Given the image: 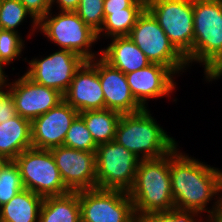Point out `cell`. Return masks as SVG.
<instances>
[{"mask_svg": "<svg viewBox=\"0 0 222 222\" xmlns=\"http://www.w3.org/2000/svg\"><path fill=\"white\" fill-rule=\"evenodd\" d=\"M85 61L73 51L58 49L40 59L32 58L25 74L32 81L56 89L64 95L76 71Z\"/></svg>", "mask_w": 222, "mask_h": 222, "instance_id": "cell-11", "label": "cell"}, {"mask_svg": "<svg viewBox=\"0 0 222 222\" xmlns=\"http://www.w3.org/2000/svg\"><path fill=\"white\" fill-rule=\"evenodd\" d=\"M137 219L144 214L174 208L170 179V153L140 160L135 181L128 191Z\"/></svg>", "mask_w": 222, "mask_h": 222, "instance_id": "cell-4", "label": "cell"}, {"mask_svg": "<svg viewBox=\"0 0 222 222\" xmlns=\"http://www.w3.org/2000/svg\"><path fill=\"white\" fill-rule=\"evenodd\" d=\"M38 222H81L78 191L44 197Z\"/></svg>", "mask_w": 222, "mask_h": 222, "instance_id": "cell-21", "label": "cell"}, {"mask_svg": "<svg viewBox=\"0 0 222 222\" xmlns=\"http://www.w3.org/2000/svg\"><path fill=\"white\" fill-rule=\"evenodd\" d=\"M97 73L104 93L105 109L121 114L136 113L144 109L134 98L126 75L97 57Z\"/></svg>", "mask_w": 222, "mask_h": 222, "instance_id": "cell-17", "label": "cell"}, {"mask_svg": "<svg viewBox=\"0 0 222 222\" xmlns=\"http://www.w3.org/2000/svg\"><path fill=\"white\" fill-rule=\"evenodd\" d=\"M129 37L151 63L168 67L180 76L189 68L185 57L174 47L154 16L145 9L138 17Z\"/></svg>", "mask_w": 222, "mask_h": 222, "instance_id": "cell-6", "label": "cell"}, {"mask_svg": "<svg viewBox=\"0 0 222 222\" xmlns=\"http://www.w3.org/2000/svg\"><path fill=\"white\" fill-rule=\"evenodd\" d=\"M26 9L39 21L50 10V0H19Z\"/></svg>", "mask_w": 222, "mask_h": 222, "instance_id": "cell-32", "label": "cell"}, {"mask_svg": "<svg viewBox=\"0 0 222 222\" xmlns=\"http://www.w3.org/2000/svg\"><path fill=\"white\" fill-rule=\"evenodd\" d=\"M128 7H146L144 0H104V17Z\"/></svg>", "mask_w": 222, "mask_h": 222, "instance_id": "cell-31", "label": "cell"}, {"mask_svg": "<svg viewBox=\"0 0 222 222\" xmlns=\"http://www.w3.org/2000/svg\"><path fill=\"white\" fill-rule=\"evenodd\" d=\"M79 3L80 0H50L51 11L55 6L59 11H76Z\"/></svg>", "mask_w": 222, "mask_h": 222, "instance_id": "cell-33", "label": "cell"}, {"mask_svg": "<svg viewBox=\"0 0 222 222\" xmlns=\"http://www.w3.org/2000/svg\"><path fill=\"white\" fill-rule=\"evenodd\" d=\"M50 151L65 186L71 192L97 188L95 152L65 146L55 147Z\"/></svg>", "mask_w": 222, "mask_h": 222, "instance_id": "cell-13", "label": "cell"}, {"mask_svg": "<svg viewBox=\"0 0 222 222\" xmlns=\"http://www.w3.org/2000/svg\"><path fill=\"white\" fill-rule=\"evenodd\" d=\"M95 154L97 188L128 192L140 159L115 140L98 145Z\"/></svg>", "mask_w": 222, "mask_h": 222, "instance_id": "cell-8", "label": "cell"}, {"mask_svg": "<svg viewBox=\"0 0 222 222\" xmlns=\"http://www.w3.org/2000/svg\"><path fill=\"white\" fill-rule=\"evenodd\" d=\"M32 147L31 121L16 115L0 123V155L14 160Z\"/></svg>", "mask_w": 222, "mask_h": 222, "instance_id": "cell-19", "label": "cell"}, {"mask_svg": "<svg viewBox=\"0 0 222 222\" xmlns=\"http://www.w3.org/2000/svg\"><path fill=\"white\" fill-rule=\"evenodd\" d=\"M63 146L80 151L96 152L97 145L79 114L72 121Z\"/></svg>", "mask_w": 222, "mask_h": 222, "instance_id": "cell-25", "label": "cell"}, {"mask_svg": "<svg viewBox=\"0 0 222 222\" xmlns=\"http://www.w3.org/2000/svg\"><path fill=\"white\" fill-rule=\"evenodd\" d=\"M79 114L65 100L31 122L32 147L51 150L63 146L67 131Z\"/></svg>", "mask_w": 222, "mask_h": 222, "instance_id": "cell-15", "label": "cell"}, {"mask_svg": "<svg viewBox=\"0 0 222 222\" xmlns=\"http://www.w3.org/2000/svg\"><path fill=\"white\" fill-rule=\"evenodd\" d=\"M43 197L23 189L0 207V222H38Z\"/></svg>", "mask_w": 222, "mask_h": 222, "instance_id": "cell-20", "label": "cell"}, {"mask_svg": "<svg viewBox=\"0 0 222 222\" xmlns=\"http://www.w3.org/2000/svg\"><path fill=\"white\" fill-rule=\"evenodd\" d=\"M20 33L0 29V60L7 66L22 55L26 45Z\"/></svg>", "mask_w": 222, "mask_h": 222, "instance_id": "cell-27", "label": "cell"}, {"mask_svg": "<svg viewBox=\"0 0 222 222\" xmlns=\"http://www.w3.org/2000/svg\"><path fill=\"white\" fill-rule=\"evenodd\" d=\"M5 66V67H4ZM7 65L0 60V85H4V84H9L10 81L8 77V75H6V72H5V68L7 69L6 67Z\"/></svg>", "mask_w": 222, "mask_h": 222, "instance_id": "cell-34", "label": "cell"}, {"mask_svg": "<svg viewBox=\"0 0 222 222\" xmlns=\"http://www.w3.org/2000/svg\"><path fill=\"white\" fill-rule=\"evenodd\" d=\"M125 75L131 93L144 109L149 108L148 102L151 99L171 97L177 88L174 80L176 75L161 64L151 63L145 68Z\"/></svg>", "mask_w": 222, "mask_h": 222, "instance_id": "cell-14", "label": "cell"}, {"mask_svg": "<svg viewBox=\"0 0 222 222\" xmlns=\"http://www.w3.org/2000/svg\"><path fill=\"white\" fill-rule=\"evenodd\" d=\"M193 28L192 50L185 59L189 67L200 63L207 81L222 68V0H193Z\"/></svg>", "mask_w": 222, "mask_h": 222, "instance_id": "cell-2", "label": "cell"}, {"mask_svg": "<svg viewBox=\"0 0 222 222\" xmlns=\"http://www.w3.org/2000/svg\"><path fill=\"white\" fill-rule=\"evenodd\" d=\"M146 9L185 57L192 50L194 39L193 0H148Z\"/></svg>", "mask_w": 222, "mask_h": 222, "instance_id": "cell-9", "label": "cell"}, {"mask_svg": "<svg viewBox=\"0 0 222 222\" xmlns=\"http://www.w3.org/2000/svg\"><path fill=\"white\" fill-rule=\"evenodd\" d=\"M63 97L79 113L105 109L104 93L97 73V58L82 64Z\"/></svg>", "mask_w": 222, "mask_h": 222, "instance_id": "cell-16", "label": "cell"}, {"mask_svg": "<svg viewBox=\"0 0 222 222\" xmlns=\"http://www.w3.org/2000/svg\"><path fill=\"white\" fill-rule=\"evenodd\" d=\"M167 133L147 108L121 115L116 127L115 141L140 160L160 158L178 145Z\"/></svg>", "mask_w": 222, "mask_h": 222, "instance_id": "cell-3", "label": "cell"}, {"mask_svg": "<svg viewBox=\"0 0 222 222\" xmlns=\"http://www.w3.org/2000/svg\"><path fill=\"white\" fill-rule=\"evenodd\" d=\"M9 95L17 114L31 122L64 100L62 93L32 81L25 73L10 81Z\"/></svg>", "mask_w": 222, "mask_h": 222, "instance_id": "cell-12", "label": "cell"}, {"mask_svg": "<svg viewBox=\"0 0 222 222\" xmlns=\"http://www.w3.org/2000/svg\"><path fill=\"white\" fill-rule=\"evenodd\" d=\"M111 43L100 50V57L124 74L147 67L151 62L129 36L110 38Z\"/></svg>", "mask_w": 222, "mask_h": 222, "instance_id": "cell-18", "label": "cell"}, {"mask_svg": "<svg viewBox=\"0 0 222 222\" xmlns=\"http://www.w3.org/2000/svg\"><path fill=\"white\" fill-rule=\"evenodd\" d=\"M27 17L31 18V31L27 37L38 31V21L19 0H0V29L20 33L18 28ZM35 31V32H34Z\"/></svg>", "mask_w": 222, "mask_h": 222, "instance_id": "cell-24", "label": "cell"}, {"mask_svg": "<svg viewBox=\"0 0 222 222\" xmlns=\"http://www.w3.org/2000/svg\"><path fill=\"white\" fill-rule=\"evenodd\" d=\"M10 161L11 160L9 158H7L3 155H0V174Z\"/></svg>", "mask_w": 222, "mask_h": 222, "instance_id": "cell-37", "label": "cell"}, {"mask_svg": "<svg viewBox=\"0 0 222 222\" xmlns=\"http://www.w3.org/2000/svg\"><path fill=\"white\" fill-rule=\"evenodd\" d=\"M203 220V217L193 210H184L175 207L169 211L147 213L138 218L139 222H206Z\"/></svg>", "mask_w": 222, "mask_h": 222, "instance_id": "cell-29", "label": "cell"}, {"mask_svg": "<svg viewBox=\"0 0 222 222\" xmlns=\"http://www.w3.org/2000/svg\"><path fill=\"white\" fill-rule=\"evenodd\" d=\"M79 115L97 146L115 140L117 123L122 115L120 112L101 109L80 112Z\"/></svg>", "mask_w": 222, "mask_h": 222, "instance_id": "cell-22", "label": "cell"}, {"mask_svg": "<svg viewBox=\"0 0 222 222\" xmlns=\"http://www.w3.org/2000/svg\"><path fill=\"white\" fill-rule=\"evenodd\" d=\"M57 13L53 14L50 10L43 16L38 21L37 33H43L42 35L59 49L73 51L86 61L99 57L100 51H92L98 41L97 33L87 26L75 11Z\"/></svg>", "mask_w": 222, "mask_h": 222, "instance_id": "cell-5", "label": "cell"}, {"mask_svg": "<svg viewBox=\"0 0 222 222\" xmlns=\"http://www.w3.org/2000/svg\"><path fill=\"white\" fill-rule=\"evenodd\" d=\"M16 115L14 102L9 95V84L0 85V123Z\"/></svg>", "mask_w": 222, "mask_h": 222, "instance_id": "cell-30", "label": "cell"}, {"mask_svg": "<svg viewBox=\"0 0 222 222\" xmlns=\"http://www.w3.org/2000/svg\"><path fill=\"white\" fill-rule=\"evenodd\" d=\"M211 222H222V198L220 201V206L218 211L216 212L215 217L213 218V220Z\"/></svg>", "mask_w": 222, "mask_h": 222, "instance_id": "cell-35", "label": "cell"}, {"mask_svg": "<svg viewBox=\"0 0 222 222\" xmlns=\"http://www.w3.org/2000/svg\"><path fill=\"white\" fill-rule=\"evenodd\" d=\"M23 189L20 170L14 160H11L0 174V207Z\"/></svg>", "mask_w": 222, "mask_h": 222, "instance_id": "cell-26", "label": "cell"}, {"mask_svg": "<svg viewBox=\"0 0 222 222\" xmlns=\"http://www.w3.org/2000/svg\"><path fill=\"white\" fill-rule=\"evenodd\" d=\"M146 7H128L123 11L111 12L105 19L101 30L97 33L98 40L113 37L129 36L138 17Z\"/></svg>", "mask_w": 222, "mask_h": 222, "instance_id": "cell-23", "label": "cell"}, {"mask_svg": "<svg viewBox=\"0 0 222 222\" xmlns=\"http://www.w3.org/2000/svg\"><path fill=\"white\" fill-rule=\"evenodd\" d=\"M17 164L24 189L40 196H61L71 192L64 184L50 150L28 148L20 153Z\"/></svg>", "mask_w": 222, "mask_h": 222, "instance_id": "cell-7", "label": "cell"}, {"mask_svg": "<svg viewBox=\"0 0 222 222\" xmlns=\"http://www.w3.org/2000/svg\"><path fill=\"white\" fill-rule=\"evenodd\" d=\"M81 222H134L133 202L128 192L110 189L78 191Z\"/></svg>", "mask_w": 222, "mask_h": 222, "instance_id": "cell-10", "label": "cell"}, {"mask_svg": "<svg viewBox=\"0 0 222 222\" xmlns=\"http://www.w3.org/2000/svg\"><path fill=\"white\" fill-rule=\"evenodd\" d=\"M179 149L177 145L170 152V179L174 207L193 210L201 217L204 216L206 222H211L222 198V170ZM209 203H213L211 209L208 207ZM204 212H207V215Z\"/></svg>", "mask_w": 222, "mask_h": 222, "instance_id": "cell-1", "label": "cell"}, {"mask_svg": "<svg viewBox=\"0 0 222 222\" xmlns=\"http://www.w3.org/2000/svg\"><path fill=\"white\" fill-rule=\"evenodd\" d=\"M76 14L93 31L98 33L104 23V0H80Z\"/></svg>", "mask_w": 222, "mask_h": 222, "instance_id": "cell-28", "label": "cell"}, {"mask_svg": "<svg viewBox=\"0 0 222 222\" xmlns=\"http://www.w3.org/2000/svg\"><path fill=\"white\" fill-rule=\"evenodd\" d=\"M222 78V68L217 70L206 82H212Z\"/></svg>", "mask_w": 222, "mask_h": 222, "instance_id": "cell-36", "label": "cell"}]
</instances>
